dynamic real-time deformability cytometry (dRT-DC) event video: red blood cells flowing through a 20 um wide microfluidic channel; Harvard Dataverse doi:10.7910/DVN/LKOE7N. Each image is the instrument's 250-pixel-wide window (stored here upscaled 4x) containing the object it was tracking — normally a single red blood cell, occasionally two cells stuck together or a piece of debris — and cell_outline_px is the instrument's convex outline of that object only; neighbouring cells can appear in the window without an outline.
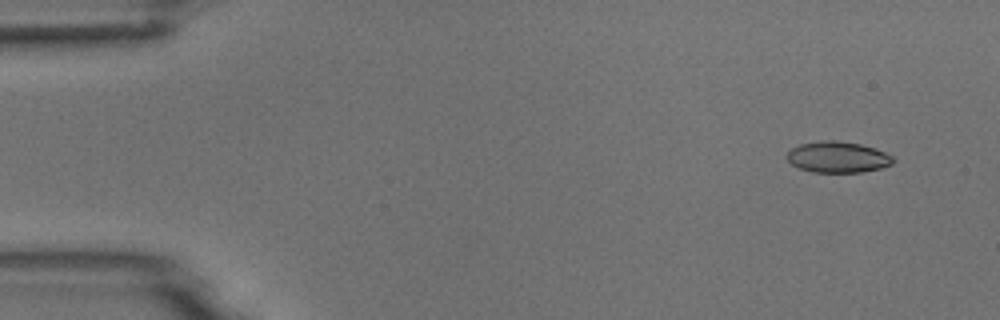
{"species": "common noctule bat (a hibernating species)", "species_latin": "Nyctalus noctula", "temperature_condition": "room temperature", "stored_images_in_passage": 6, "camera_frame_rate_fps": 3000, "um_per_image_px": 0.085, "animal": {"sex": "male", "body_mass_g": 18.8}, "frame": {"image": 1, "passage_image": 1, "time_ms": 0.0, "image_size_px": [1000, 320], "cell_outline_px": [[892, 164], [880, 168], [860, 172], [812, 172], [800, 168], [792, 164], [784, 156], [792, 148], [800, 144], [820, 140], [836, 140], [860, 144], [884, 152], [892, 156]], "centroid_in_image_um": [71.16, 13.35], "position_along_channel_um": 13.8, "area_um2": 19.07}}